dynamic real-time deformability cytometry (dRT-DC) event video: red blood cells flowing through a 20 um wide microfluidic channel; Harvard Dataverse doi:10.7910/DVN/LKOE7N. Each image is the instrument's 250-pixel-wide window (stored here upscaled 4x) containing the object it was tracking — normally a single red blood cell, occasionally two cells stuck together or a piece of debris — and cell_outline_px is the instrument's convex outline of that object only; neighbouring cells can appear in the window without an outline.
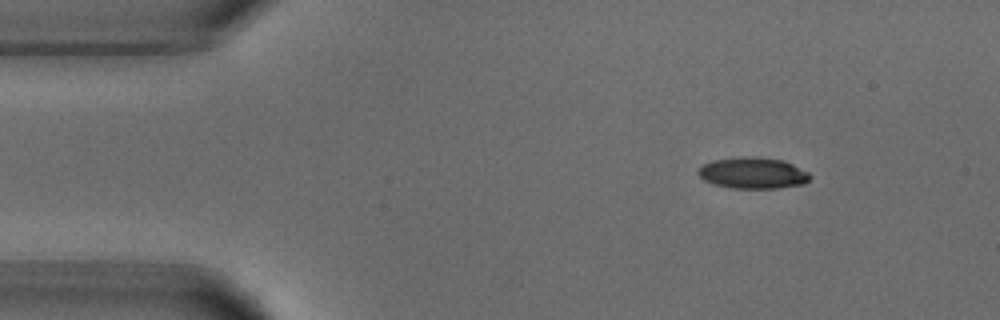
{"species": "common noctule bat (a hibernating species)", "species_latin": "Nyctalus noctula", "temperature_condition": "warm", "stored_images_in_passage": 47, "camera_frame_rate_fps": 3000, "um_per_image_px": 0.085, "animal": {"sex": "male", "body_mass_g": 18.8}, "frame": {"image": 1, "passage_image": 1, "time_ms": 0.0, "image_size_px": [1000, 320], "cell_outline_px": [[812, 176], [804, 184], [776, 188], [732, 188], [716, 184], [704, 180], [696, 172], [704, 164], [712, 160], [736, 156], [760, 156], [784, 160], [808, 172]], "centroid_in_image_um": [64.0, 14.68], "position_along_channel_um": 21.0, "area_um2": 20.52}}
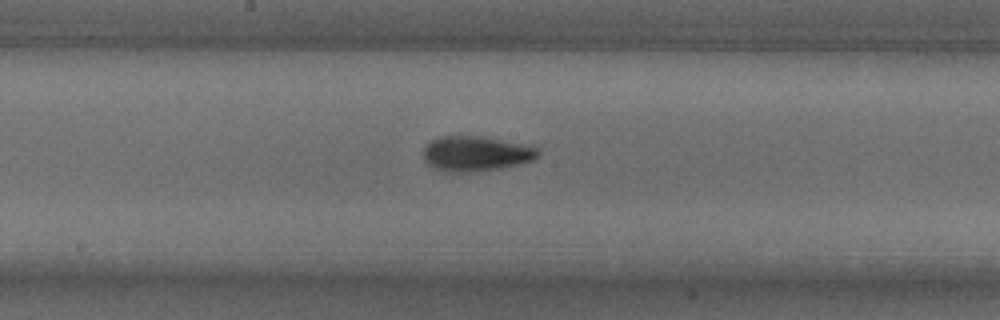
{"frame": {"image": 2, "passage_image": 21, "time_ms": 6.667, "image_size_px": [1000, 320], "cell_outline_px": [[540, 156], [532, 160], [520, 164], [500, 168], [472, 172], [448, 172], [436, 168], [428, 164], [424, 160], [424, 144], [440, 136], [480, 136], [524, 144], [536, 148], [540, 152]], "centroid_in_image_um": [40.44, 13.06], "position_along_channel_um": 207.8, "area_um2": 23.41}}
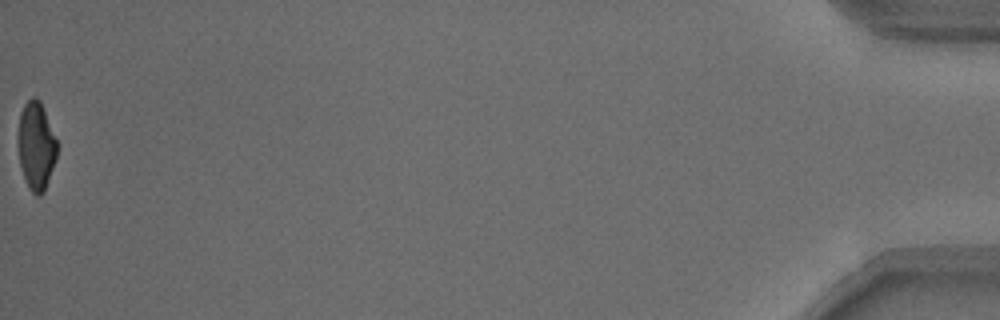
{"frame": {"image": 3, "passage_image": 47, "time_ms": 15.333, "image_size_px": [1000, 320], "cell_outline_px": [[56, 156], [44, 192], [40, 196], [36, 196], [28, 188], [24, 180], [20, 164], [16, 140], [20, 112], [24, 104], [32, 96], [36, 96], [40, 100], [44, 108], [56, 140]], "centroid_in_image_um": [3.03, 12.38], "position_along_channel_um": 432.2, "area_um2": 20.23}, "authors_computed_cell_mechanics": {"area_um2": 21.7906, "velocity_mm_per_s": 3.8106, "shape_relaxation_time_tau1_ms": 3.2018, "shape_relaxation_time_tau2_ms": 2.8205, "deformation_change_tau1": 0.1488, "deformation_change_tau2": 0.0802}}